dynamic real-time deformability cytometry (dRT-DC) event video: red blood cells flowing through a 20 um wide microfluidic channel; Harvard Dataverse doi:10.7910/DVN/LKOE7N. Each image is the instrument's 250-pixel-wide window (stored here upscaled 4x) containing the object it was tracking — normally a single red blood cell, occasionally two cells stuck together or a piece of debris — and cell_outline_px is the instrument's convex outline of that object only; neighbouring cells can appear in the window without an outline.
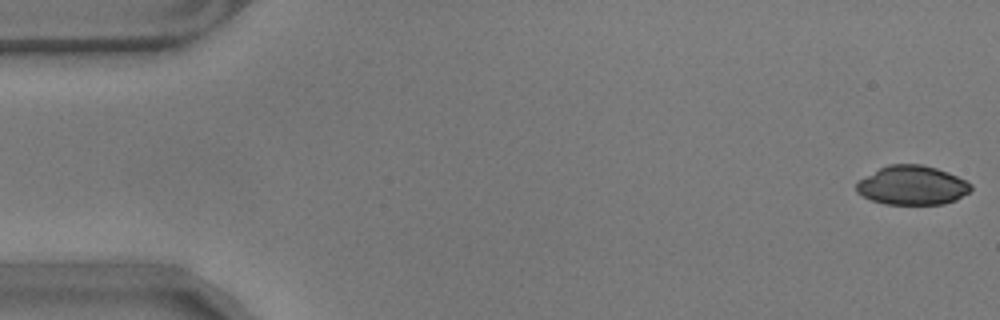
{"species": "common noctule bat (a hibernating species)", "species_latin": "Nyctalus noctula", "temperature_condition": "warm", "stored_images_in_passage": 17, "camera_frame_rate_fps": 3000, "um_per_image_px": 0.085, "animal": {"sex": "male", "body_mass_g": 17.9}, "frame": {"image": 1, "passage_image": 1, "time_ms": 0.0, "image_size_px": [1000, 320], "cell_outline_px": [[972, 188], [968, 192], [956, 200], [944, 204], [884, 204], [872, 200], [856, 192], [856, 184], [860, 180], [880, 168], [888, 164], [920, 164], [936, 168], [948, 172], [972, 184]], "centroid_in_image_um": [77.54, 15.76], "position_along_channel_um": 7.5, "area_um2": 25.89}}
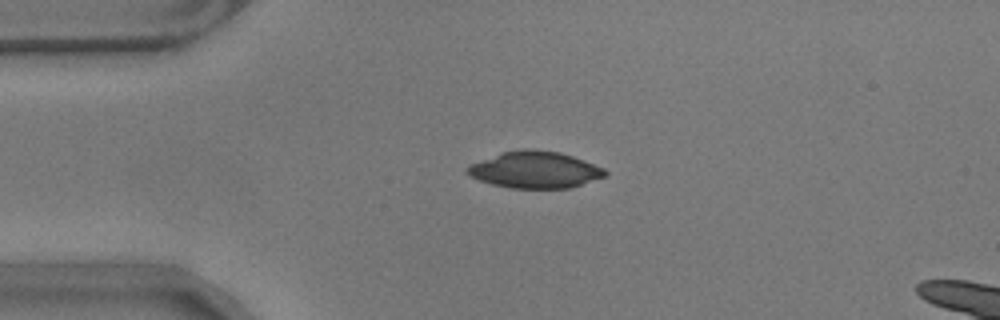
{"frame": {"image": 2, "passage_image": 13, "time_ms": 4.0, "image_size_px": [1000, 320], "cell_outline_px": [[608, 172], [604, 176], [568, 188], [508, 188], [492, 184], [480, 180], [464, 172], [464, 168], [472, 164], [500, 152], [560, 152], [584, 160], [604, 168]], "centroid_in_image_um": [45.45, 14.47], "position_along_channel_um": 39.5, "area_um2": 28.38}}